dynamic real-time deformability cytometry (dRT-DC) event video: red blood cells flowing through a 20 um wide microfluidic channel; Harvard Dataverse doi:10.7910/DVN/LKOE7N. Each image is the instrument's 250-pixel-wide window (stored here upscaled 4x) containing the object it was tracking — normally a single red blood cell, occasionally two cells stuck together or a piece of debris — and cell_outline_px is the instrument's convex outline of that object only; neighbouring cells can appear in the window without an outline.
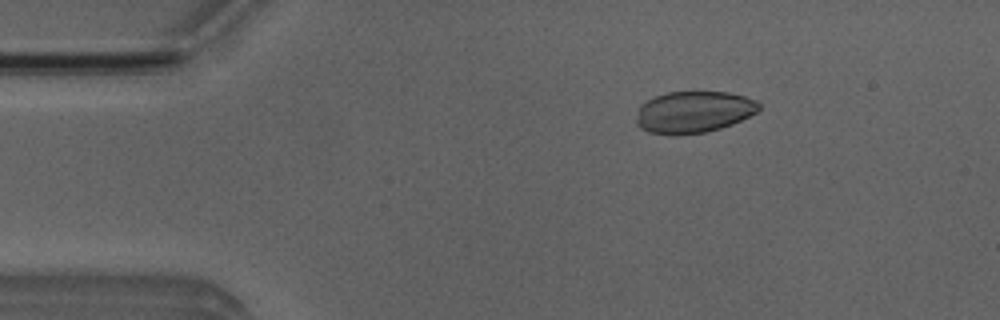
{"species": "Egyptian fruit bat (a non-hibernating species)", "species_latin": "Rousettus aegyptiacus", "temperature_condition": "room temperature", "stored_images_in_passage": 4, "camera_frame_rate_fps": 3000, "um_per_image_px": 0.085, "animal": {"sex": "male"}, "frame": {"image": 1, "passage_image": 4, "time_ms": 1.0, "image_size_px": [1000, 320], "cell_outline_px": [[760, 108], [756, 112], [732, 124], [720, 128], [704, 132], [676, 136], [672, 136], [648, 132], [640, 128], [636, 124], [636, 116], [640, 104], [656, 96], [668, 92], [728, 92], [744, 96], [756, 100], [760, 104]], "centroid_in_image_um": [58.92, 9.53], "position_along_channel_um": 26.1, "area_um2": 29.94}}